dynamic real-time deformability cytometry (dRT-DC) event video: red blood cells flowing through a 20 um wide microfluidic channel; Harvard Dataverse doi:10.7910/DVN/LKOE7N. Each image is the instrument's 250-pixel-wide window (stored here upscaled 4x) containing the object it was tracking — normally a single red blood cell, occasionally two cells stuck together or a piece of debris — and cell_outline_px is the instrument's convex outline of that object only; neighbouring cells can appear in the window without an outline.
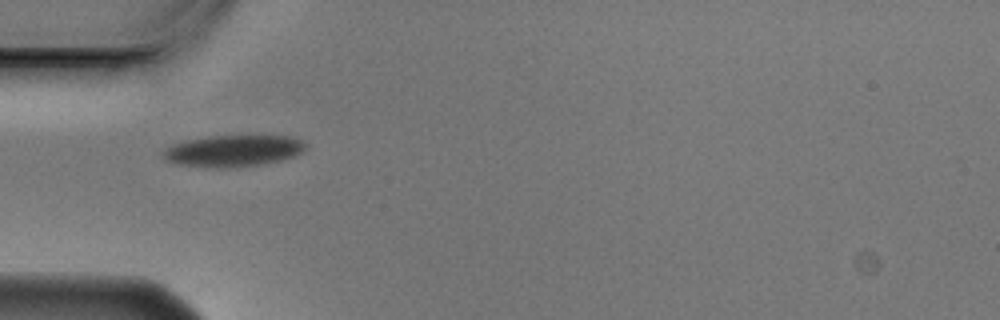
{"species": "Egyptian fruit bat (a non-hibernating species)", "species_latin": "Rousettus aegyptiacus", "temperature_condition": "cold", "stored_images_in_passage": 10, "camera_frame_rate_fps": 3000, "um_per_image_px": 0.085, "animal": {"sex": "male"}, "frame": {"image": 1, "passage_image": 4, "time_ms": 1.0, "image_size_px": [1000, 320], "cell_outline_px": [[304, 152], [296, 156], [264, 164], [236, 168], [216, 168], [176, 164], [164, 160], [160, 156], [160, 152], [164, 148], [172, 144], [184, 140], [212, 136], [288, 136], [300, 140], [304, 144]], "centroid_in_image_um": [19.74, 12.84], "position_along_channel_um": 65.3, "area_um2": 26.59}}
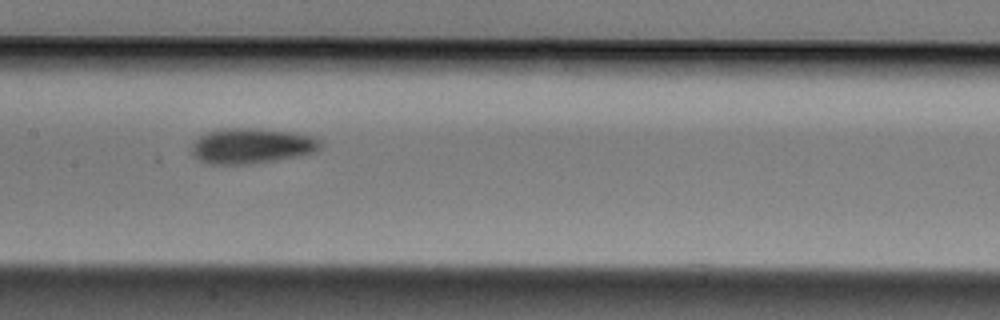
{"frame": {"image": 2, "passage_image": 7, "time_ms": 2.0, "image_size_px": [1000, 320], "cell_outline_px": [[324, 144], [320, 148], [312, 152], [296, 156], [276, 160], [252, 164], [204, 164], [196, 160], [192, 156], [192, 144], [200, 136], [208, 132], [220, 128], [260, 128], [296, 132], [320, 140]], "centroid_in_image_um": [21.34, 12.4], "position_along_channel_um": 186.1, "area_um2": 26.82}}
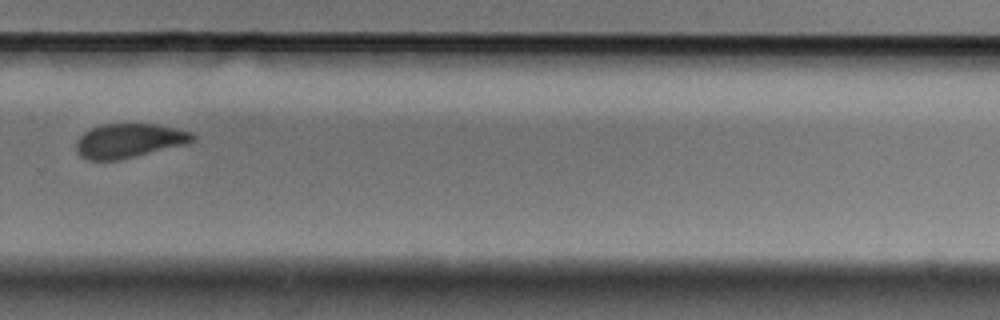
{"frame": {"image": 3, "passage_image": 10, "time_ms": 3.0, "image_size_px": [1000, 320], "cell_outline_px": [[196, 140], [188, 144], [116, 160], [88, 160], [80, 156], [76, 152], [76, 140], [84, 132], [92, 128], [104, 124], [156, 124], [176, 128], [192, 132], [196, 136]], "centroid_in_image_um": [10.99, 11.95], "position_along_channel_um": 318.8, "area_um2": 23.24}}